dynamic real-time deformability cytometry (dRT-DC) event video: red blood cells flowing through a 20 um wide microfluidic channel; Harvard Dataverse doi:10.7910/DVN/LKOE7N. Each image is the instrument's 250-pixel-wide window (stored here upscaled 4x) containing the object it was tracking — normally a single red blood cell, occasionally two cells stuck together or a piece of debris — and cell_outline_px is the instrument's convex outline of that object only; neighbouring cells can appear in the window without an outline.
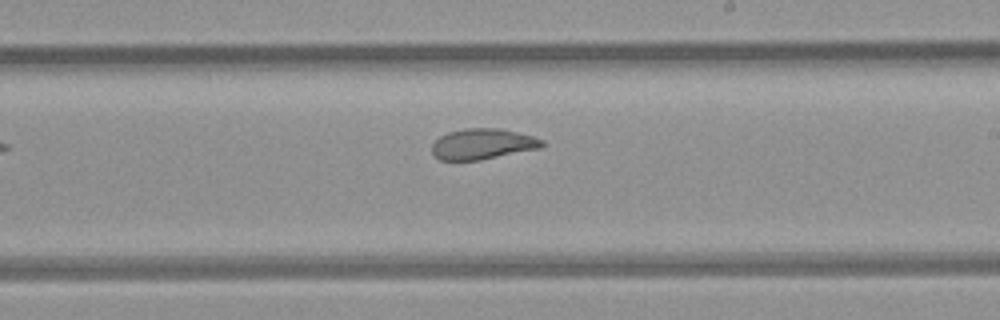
{"species": "common noctule bat (a hibernating species)", "species_latin": "Nyctalus noctula", "temperature_condition": "room temperature", "stored_images_in_passage": 9, "segment_of_instrument_passage": [1, 2], "camera_frame_rate_fps": 3000, "um_per_image_px": 0.085, "animal": {"sex": "female", "body_mass_g": 21.9}, "frame": {"image": 1, "passage_image": 8, "time_ms": 2.333, "image_size_px": [1000, 320], "cell_outline_px": [[544, 144], [540, 148], [480, 160], [440, 160], [432, 152], [432, 144], [440, 136], [448, 132], [464, 128], [500, 128], [532, 136], [544, 140]], "centroid_in_image_um": [41.01, 12.23], "position_along_channel_um": 248.0, "area_um2": 19.59}}